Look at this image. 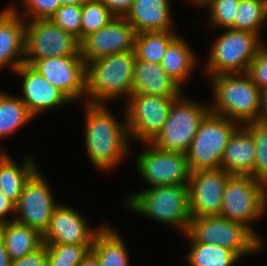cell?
I'll list each match as a JSON object with an SVG mask.
<instances>
[{
  "label": "cell",
  "mask_w": 267,
  "mask_h": 266,
  "mask_svg": "<svg viewBox=\"0 0 267 266\" xmlns=\"http://www.w3.org/2000/svg\"><path fill=\"white\" fill-rule=\"evenodd\" d=\"M82 215L67 204H58L42 235L43 243L93 244L96 234L105 224L91 229Z\"/></svg>",
  "instance_id": "e0dca14e"
},
{
  "label": "cell",
  "mask_w": 267,
  "mask_h": 266,
  "mask_svg": "<svg viewBox=\"0 0 267 266\" xmlns=\"http://www.w3.org/2000/svg\"><path fill=\"white\" fill-rule=\"evenodd\" d=\"M257 120L267 123V86L260 89V111Z\"/></svg>",
  "instance_id": "60d3db41"
},
{
  "label": "cell",
  "mask_w": 267,
  "mask_h": 266,
  "mask_svg": "<svg viewBox=\"0 0 267 266\" xmlns=\"http://www.w3.org/2000/svg\"><path fill=\"white\" fill-rule=\"evenodd\" d=\"M0 237L11 261L22 258L43 245L42 235L37 230L15 221L0 225Z\"/></svg>",
  "instance_id": "d4e9b609"
},
{
  "label": "cell",
  "mask_w": 267,
  "mask_h": 266,
  "mask_svg": "<svg viewBox=\"0 0 267 266\" xmlns=\"http://www.w3.org/2000/svg\"><path fill=\"white\" fill-rule=\"evenodd\" d=\"M25 21L9 6L0 15V70L9 67L14 72L24 63Z\"/></svg>",
  "instance_id": "d6986e66"
},
{
  "label": "cell",
  "mask_w": 267,
  "mask_h": 266,
  "mask_svg": "<svg viewBox=\"0 0 267 266\" xmlns=\"http://www.w3.org/2000/svg\"><path fill=\"white\" fill-rule=\"evenodd\" d=\"M204 0H190L189 2H191L192 4H194L195 6H197L198 7V5L200 4V3H202Z\"/></svg>",
  "instance_id": "f6af8a7d"
},
{
  "label": "cell",
  "mask_w": 267,
  "mask_h": 266,
  "mask_svg": "<svg viewBox=\"0 0 267 266\" xmlns=\"http://www.w3.org/2000/svg\"><path fill=\"white\" fill-rule=\"evenodd\" d=\"M82 5H61L50 20L80 42Z\"/></svg>",
  "instance_id": "e575fe53"
},
{
  "label": "cell",
  "mask_w": 267,
  "mask_h": 266,
  "mask_svg": "<svg viewBox=\"0 0 267 266\" xmlns=\"http://www.w3.org/2000/svg\"><path fill=\"white\" fill-rule=\"evenodd\" d=\"M108 225L105 223L96 234L91 250L98 257L100 266H130L128 249L122 236Z\"/></svg>",
  "instance_id": "484cf974"
},
{
  "label": "cell",
  "mask_w": 267,
  "mask_h": 266,
  "mask_svg": "<svg viewBox=\"0 0 267 266\" xmlns=\"http://www.w3.org/2000/svg\"><path fill=\"white\" fill-rule=\"evenodd\" d=\"M242 126L253 138L256 149L254 169L250 176L267 185V123L255 120Z\"/></svg>",
  "instance_id": "4dcf8cb0"
},
{
  "label": "cell",
  "mask_w": 267,
  "mask_h": 266,
  "mask_svg": "<svg viewBox=\"0 0 267 266\" xmlns=\"http://www.w3.org/2000/svg\"><path fill=\"white\" fill-rule=\"evenodd\" d=\"M135 60L134 50H129L87 62L85 102L105 104L122 97L127 100L132 93Z\"/></svg>",
  "instance_id": "7a4b0ae2"
},
{
  "label": "cell",
  "mask_w": 267,
  "mask_h": 266,
  "mask_svg": "<svg viewBox=\"0 0 267 266\" xmlns=\"http://www.w3.org/2000/svg\"><path fill=\"white\" fill-rule=\"evenodd\" d=\"M6 151H0V191L14 204L18 202L23 187L30 176L39 168L33 156H26L17 164Z\"/></svg>",
  "instance_id": "603a6c76"
},
{
  "label": "cell",
  "mask_w": 267,
  "mask_h": 266,
  "mask_svg": "<svg viewBox=\"0 0 267 266\" xmlns=\"http://www.w3.org/2000/svg\"><path fill=\"white\" fill-rule=\"evenodd\" d=\"M22 77V96L29 113L36 117L48 109L61 108L72 102L31 65L23 63L15 71Z\"/></svg>",
  "instance_id": "ac0fdd59"
},
{
  "label": "cell",
  "mask_w": 267,
  "mask_h": 266,
  "mask_svg": "<svg viewBox=\"0 0 267 266\" xmlns=\"http://www.w3.org/2000/svg\"><path fill=\"white\" fill-rule=\"evenodd\" d=\"M176 31L136 33L134 52L136 59L160 64L169 44L178 36Z\"/></svg>",
  "instance_id": "f1b7e54d"
},
{
  "label": "cell",
  "mask_w": 267,
  "mask_h": 266,
  "mask_svg": "<svg viewBox=\"0 0 267 266\" xmlns=\"http://www.w3.org/2000/svg\"><path fill=\"white\" fill-rule=\"evenodd\" d=\"M0 92V139L8 138L34 117L19 96Z\"/></svg>",
  "instance_id": "83f0119b"
},
{
  "label": "cell",
  "mask_w": 267,
  "mask_h": 266,
  "mask_svg": "<svg viewBox=\"0 0 267 266\" xmlns=\"http://www.w3.org/2000/svg\"><path fill=\"white\" fill-rule=\"evenodd\" d=\"M221 35L214 40L205 65V71L210 76L219 74L247 73L252 60L263 44L258 34L223 29Z\"/></svg>",
  "instance_id": "52a82bcc"
},
{
  "label": "cell",
  "mask_w": 267,
  "mask_h": 266,
  "mask_svg": "<svg viewBox=\"0 0 267 266\" xmlns=\"http://www.w3.org/2000/svg\"><path fill=\"white\" fill-rule=\"evenodd\" d=\"M11 260L5 248L3 239L0 237V266H10Z\"/></svg>",
  "instance_id": "7bdbcfd3"
},
{
  "label": "cell",
  "mask_w": 267,
  "mask_h": 266,
  "mask_svg": "<svg viewBox=\"0 0 267 266\" xmlns=\"http://www.w3.org/2000/svg\"><path fill=\"white\" fill-rule=\"evenodd\" d=\"M186 234L194 242L228 248L241 259L259 252L263 245L248 227L219 215L191 217Z\"/></svg>",
  "instance_id": "8992f818"
},
{
  "label": "cell",
  "mask_w": 267,
  "mask_h": 266,
  "mask_svg": "<svg viewBox=\"0 0 267 266\" xmlns=\"http://www.w3.org/2000/svg\"><path fill=\"white\" fill-rule=\"evenodd\" d=\"M23 12L17 6L10 5L24 20L50 19L61 6L59 0H21ZM14 6V7H13ZM20 12V13H19ZM23 13V14H22ZM27 18V19H26Z\"/></svg>",
  "instance_id": "d590c367"
},
{
  "label": "cell",
  "mask_w": 267,
  "mask_h": 266,
  "mask_svg": "<svg viewBox=\"0 0 267 266\" xmlns=\"http://www.w3.org/2000/svg\"><path fill=\"white\" fill-rule=\"evenodd\" d=\"M239 126L235 120L210 112L185 153L191 172L220 168L229 138Z\"/></svg>",
  "instance_id": "9c48e42d"
},
{
  "label": "cell",
  "mask_w": 267,
  "mask_h": 266,
  "mask_svg": "<svg viewBox=\"0 0 267 266\" xmlns=\"http://www.w3.org/2000/svg\"><path fill=\"white\" fill-rule=\"evenodd\" d=\"M179 97L131 93L122 110L130 140L150 143L164 126L173 102Z\"/></svg>",
  "instance_id": "30bf717a"
},
{
  "label": "cell",
  "mask_w": 267,
  "mask_h": 266,
  "mask_svg": "<svg viewBox=\"0 0 267 266\" xmlns=\"http://www.w3.org/2000/svg\"><path fill=\"white\" fill-rule=\"evenodd\" d=\"M266 21L267 0H240L234 19V30L249 31L261 37V28Z\"/></svg>",
  "instance_id": "f546056e"
},
{
  "label": "cell",
  "mask_w": 267,
  "mask_h": 266,
  "mask_svg": "<svg viewBox=\"0 0 267 266\" xmlns=\"http://www.w3.org/2000/svg\"><path fill=\"white\" fill-rule=\"evenodd\" d=\"M136 157V168L148 187L188 184L191 169L185 153L163 151L151 143Z\"/></svg>",
  "instance_id": "7c38bea8"
},
{
  "label": "cell",
  "mask_w": 267,
  "mask_h": 266,
  "mask_svg": "<svg viewBox=\"0 0 267 266\" xmlns=\"http://www.w3.org/2000/svg\"><path fill=\"white\" fill-rule=\"evenodd\" d=\"M24 63L49 57L81 56L80 42L50 19L25 21Z\"/></svg>",
  "instance_id": "8fae6325"
},
{
  "label": "cell",
  "mask_w": 267,
  "mask_h": 266,
  "mask_svg": "<svg viewBox=\"0 0 267 266\" xmlns=\"http://www.w3.org/2000/svg\"><path fill=\"white\" fill-rule=\"evenodd\" d=\"M136 31L125 17H114L106 26L80 42L85 63L114 53L134 50Z\"/></svg>",
  "instance_id": "9a60e30c"
},
{
  "label": "cell",
  "mask_w": 267,
  "mask_h": 266,
  "mask_svg": "<svg viewBox=\"0 0 267 266\" xmlns=\"http://www.w3.org/2000/svg\"><path fill=\"white\" fill-rule=\"evenodd\" d=\"M8 7H9V5L6 6V8L2 9L1 12H0V15H1V14L8 8Z\"/></svg>",
  "instance_id": "bcb514c9"
},
{
  "label": "cell",
  "mask_w": 267,
  "mask_h": 266,
  "mask_svg": "<svg viewBox=\"0 0 267 266\" xmlns=\"http://www.w3.org/2000/svg\"><path fill=\"white\" fill-rule=\"evenodd\" d=\"M10 266H47V246L43 244L36 251L11 261Z\"/></svg>",
  "instance_id": "74e56055"
},
{
  "label": "cell",
  "mask_w": 267,
  "mask_h": 266,
  "mask_svg": "<svg viewBox=\"0 0 267 266\" xmlns=\"http://www.w3.org/2000/svg\"><path fill=\"white\" fill-rule=\"evenodd\" d=\"M52 194L48 181L38 168L26 181L15 204L14 221L32 227L43 235L58 205Z\"/></svg>",
  "instance_id": "4fadbf2b"
},
{
  "label": "cell",
  "mask_w": 267,
  "mask_h": 266,
  "mask_svg": "<svg viewBox=\"0 0 267 266\" xmlns=\"http://www.w3.org/2000/svg\"><path fill=\"white\" fill-rule=\"evenodd\" d=\"M267 185L250 175L231 174L225 184L219 216L242 223L261 241L250 225L267 210Z\"/></svg>",
  "instance_id": "5b68a950"
},
{
  "label": "cell",
  "mask_w": 267,
  "mask_h": 266,
  "mask_svg": "<svg viewBox=\"0 0 267 266\" xmlns=\"http://www.w3.org/2000/svg\"><path fill=\"white\" fill-rule=\"evenodd\" d=\"M190 243L186 255L187 266H233L241 258L232 250L215 244L194 242L183 234ZM238 260V261H237Z\"/></svg>",
  "instance_id": "4316f807"
},
{
  "label": "cell",
  "mask_w": 267,
  "mask_h": 266,
  "mask_svg": "<svg viewBox=\"0 0 267 266\" xmlns=\"http://www.w3.org/2000/svg\"><path fill=\"white\" fill-rule=\"evenodd\" d=\"M240 0H204L198 5L209 10V26L215 28L234 29V19ZM201 6V7H200ZM217 27V28H216Z\"/></svg>",
  "instance_id": "836d02e7"
},
{
  "label": "cell",
  "mask_w": 267,
  "mask_h": 266,
  "mask_svg": "<svg viewBox=\"0 0 267 266\" xmlns=\"http://www.w3.org/2000/svg\"><path fill=\"white\" fill-rule=\"evenodd\" d=\"M31 66L73 104L86 97V63L82 56L49 57Z\"/></svg>",
  "instance_id": "5bb4252c"
},
{
  "label": "cell",
  "mask_w": 267,
  "mask_h": 266,
  "mask_svg": "<svg viewBox=\"0 0 267 266\" xmlns=\"http://www.w3.org/2000/svg\"><path fill=\"white\" fill-rule=\"evenodd\" d=\"M127 197L129 211L177 227L181 234L187 232L191 220L188 184L148 187Z\"/></svg>",
  "instance_id": "3957f363"
},
{
  "label": "cell",
  "mask_w": 267,
  "mask_h": 266,
  "mask_svg": "<svg viewBox=\"0 0 267 266\" xmlns=\"http://www.w3.org/2000/svg\"><path fill=\"white\" fill-rule=\"evenodd\" d=\"M213 89L211 113L235 120L240 125L258 119L260 88L247 73L210 76Z\"/></svg>",
  "instance_id": "277c9868"
},
{
  "label": "cell",
  "mask_w": 267,
  "mask_h": 266,
  "mask_svg": "<svg viewBox=\"0 0 267 266\" xmlns=\"http://www.w3.org/2000/svg\"><path fill=\"white\" fill-rule=\"evenodd\" d=\"M185 38L178 35L168 46L160 63L164 71L173 78L182 88L195 66L198 57L188 45Z\"/></svg>",
  "instance_id": "cb8c5ba5"
},
{
  "label": "cell",
  "mask_w": 267,
  "mask_h": 266,
  "mask_svg": "<svg viewBox=\"0 0 267 266\" xmlns=\"http://www.w3.org/2000/svg\"><path fill=\"white\" fill-rule=\"evenodd\" d=\"M9 213L15 214V204L0 191V225L14 221Z\"/></svg>",
  "instance_id": "ab89813d"
},
{
  "label": "cell",
  "mask_w": 267,
  "mask_h": 266,
  "mask_svg": "<svg viewBox=\"0 0 267 266\" xmlns=\"http://www.w3.org/2000/svg\"><path fill=\"white\" fill-rule=\"evenodd\" d=\"M87 0H59L61 5H83Z\"/></svg>",
  "instance_id": "ee69618b"
},
{
  "label": "cell",
  "mask_w": 267,
  "mask_h": 266,
  "mask_svg": "<svg viewBox=\"0 0 267 266\" xmlns=\"http://www.w3.org/2000/svg\"><path fill=\"white\" fill-rule=\"evenodd\" d=\"M210 112L209 105L181 95L173 102L164 126L150 143L163 151L186 153L201 122Z\"/></svg>",
  "instance_id": "ba28073f"
},
{
  "label": "cell",
  "mask_w": 267,
  "mask_h": 266,
  "mask_svg": "<svg viewBox=\"0 0 267 266\" xmlns=\"http://www.w3.org/2000/svg\"><path fill=\"white\" fill-rule=\"evenodd\" d=\"M132 93L156 96H181L182 87L161 67L144 60H135Z\"/></svg>",
  "instance_id": "44dd1931"
},
{
  "label": "cell",
  "mask_w": 267,
  "mask_h": 266,
  "mask_svg": "<svg viewBox=\"0 0 267 266\" xmlns=\"http://www.w3.org/2000/svg\"><path fill=\"white\" fill-rule=\"evenodd\" d=\"M256 149L249 132L240 125L230 136L220 168L229 174L250 175L254 169Z\"/></svg>",
  "instance_id": "7402d4cb"
},
{
  "label": "cell",
  "mask_w": 267,
  "mask_h": 266,
  "mask_svg": "<svg viewBox=\"0 0 267 266\" xmlns=\"http://www.w3.org/2000/svg\"><path fill=\"white\" fill-rule=\"evenodd\" d=\"M114 17L100 0H87L82 5L80 42L106 26Z\"/></svg>",
  "instance_id": "d6a6232c"
},
{
  "label": "cell",
  "mask_w": 267,
  "mask_h": 266,
  "mask_svg": "<svg viewBox=\"0 0 267 266\" xmlns=\"http://www.w3.org/2000/svg\"><path fill=\"white\" fill-rule=\"evenodd\" d=\"M78 266H100L99 259L90 249Z\"/></svg>",
  "instance_id": "b9f144b4"
},
{
  "label": "cell",
  "mask_w": 267,
  "mask_h": 266,
  "mask_svg": "<svg viewBox=\"0 0 267 266\" xmlns=\"http://www.w3.org/2000/svg\"><path fill=\"white\" fill-rule=\"evenodd\" d=\"M247 74L252 81L261 89L267 86V46L262 44L257 55L249 65Z\"/></svg>",
  "instance_id": "8d00e7d4"
},
{
  "label": "cell",
  "mask_w": 267,
  "mask_h": 266,
  "mask_svg": "<svg viewBox=\"0 0 267 266\" xmlns=\"http://www.w3.org/2000/svg\"><path fill=\"white\" fill-rule=\"evenodd\" d=\"M84 143L90 162L98 170L110 171L130 152V136L125 111L123 122L107 108V104H84Z\"/></svg>",
  "instance_id": "6da1fadb"
},
{
  "label": "cell",
  "mask_w": 267,
  "mask_h": 266,
  "mask_svg": "<svg viewBox=\"0 0 267 266\" xmlns=\"http://www.w3.org/2000/svg\"><path fill=\"white\" fill-rule=\"evenodd\" d=\"M47 246V266H78L92 244L43 243Z\"/></svg>",
  "instance_id": "1f68e13d"
},
{
  "label": "cell",
  "mask_w": 267,
  "mask_h": 266,
  "mask_svg": "<svg viewBox=\"0 0 267 266\" xmlns=\"http://www.w3.org/2000/svg\"><path fill=\"white\" fill-rule=\"evenodd\" d=\"M100 1L115 17H125L131 10L134 0H100Z\"/></svg>",
  "instance_id": "f35d334b"
},
{
  "label": "cell",
  "mask_w": 267,
  "mask_h": 266,
  "mask_svg": "<svg viewBox=\"0 0 267 266\" xmlns=\"http://www.w3.org/2000/svg\"><path fill=\"white\" fill-rule=\"evenodd\" d=\"M170 4V0H134L125 18L136 33L174 31Z\"/></svg>",
  "instance_id": "ffe728a7"
},
{
  "label": "cell",
  "mask_w": 267,
  "mask_h": 266,
  "mask_svg": "<svg viewBox=\"0 0 267 266\" xmlns=\"http://www.w3.org/2000/svg\"><path fill=\"white\" fill-rule=\"evenodd\" d=\"M230 175L221 168L191 172L188 181L191 217L220 214L224 187Z\"/></svg>",
  "instance_id": "2e32d148"
}]
</instances>
